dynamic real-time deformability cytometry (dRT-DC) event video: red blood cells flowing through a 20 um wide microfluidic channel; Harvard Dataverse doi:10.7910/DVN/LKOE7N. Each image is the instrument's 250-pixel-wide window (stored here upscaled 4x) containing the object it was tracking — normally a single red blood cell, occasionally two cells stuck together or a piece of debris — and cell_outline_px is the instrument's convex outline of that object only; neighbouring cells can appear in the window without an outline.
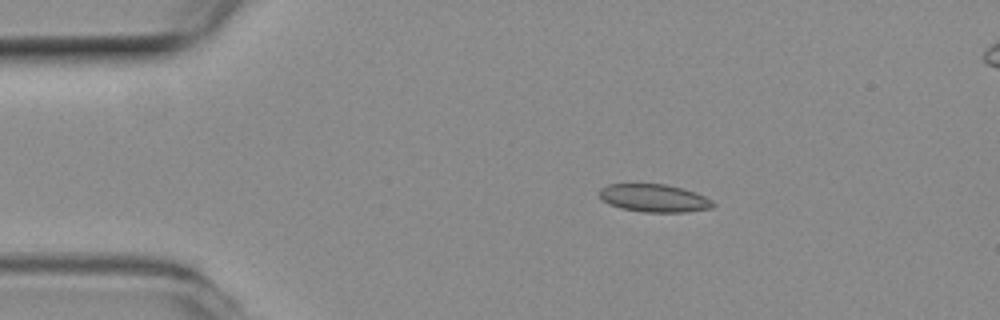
{"species": "common noctule bat (a hibernating species)", "species_latin": "Nyctalus noctula", "temperature_condition": "room temperature", "stored_images_in_passage": 6, "camera_frame_rate_fps": 3000, "um_per_image_px": 0.085, "animal": {"sex": "female", "body_mass_g": 19.3, "forearm_length_mm": 54.1}, "frame": {"image": 1, "passage_image": 3, "time_ms": 0.667, "image_size_px": [1000, 320], "cell_outline_px": [[716, 204], [712, 208], [684, 212], [644, 212], [620, 208], [608, 204], [600, 196], [600, 188], [608, 184], [664, 184], [684, 188], [696, 192], [712, 200]], "centroid_in_image_um": [55.62, 16.84], "position_along_channel_um": 29.4, "area_um2": 18.5}}
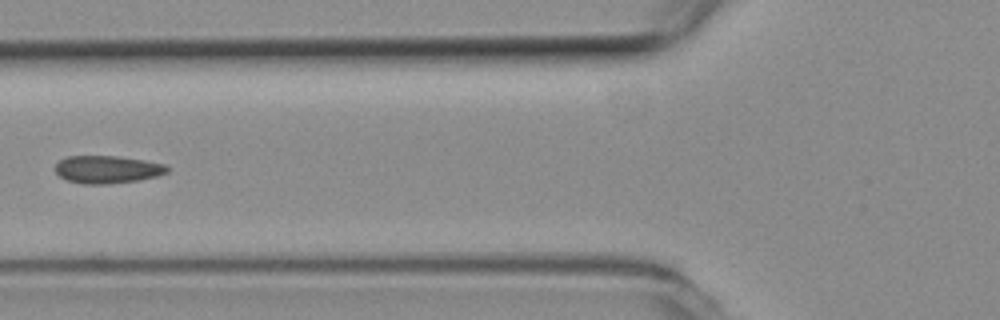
{"frame": {"image": 2, "passage_image": 6, "time_ms": 1.667, "image_size_px": [1000, 320], "cell_outline_px": [[168, 172], [156, 176], [136, 180], [108, 184], [84, 184], [68, 180], [60, 176], [56, 172], [56, 164], [60, 160], [68, 156], [116, 156], [144, 160], [168, 164]], "centroid_in_image_um": [9.14, 14.39], "position_along_channel_um": 116.7, "area_um2": 17.92}}